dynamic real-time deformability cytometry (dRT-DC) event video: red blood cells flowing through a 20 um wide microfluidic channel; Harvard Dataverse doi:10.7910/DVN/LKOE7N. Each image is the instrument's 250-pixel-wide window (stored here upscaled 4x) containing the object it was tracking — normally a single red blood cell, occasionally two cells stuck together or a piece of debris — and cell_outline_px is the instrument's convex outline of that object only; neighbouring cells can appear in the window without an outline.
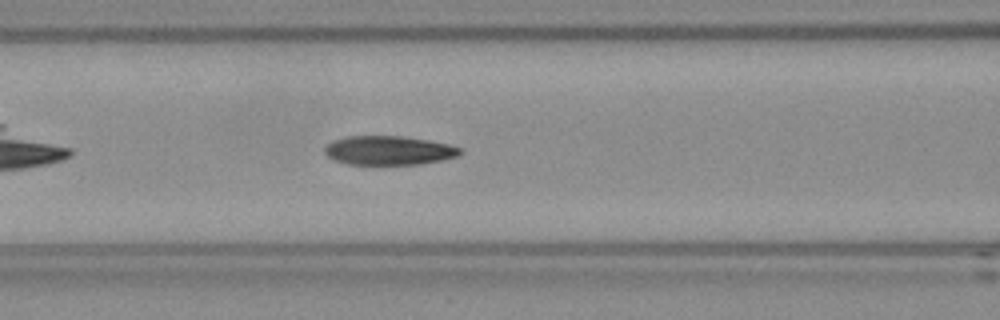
{"species": "Egyptian fruit bat (a non-hibernating species)", "species_latin": "Rousettus aegyptiacus", "temperature_condition": "room temperature", "stored_images_in_passage": 40, "camera_frame_rate_fps": 3000, "um_per_image_px": 0.085, "frame": {"image": 1, "passage_image": 7, "time_ms": 2.0, "image_size_px": [1000, 320], "cell_outline_px": [[464, 152], [456, 156], [440, 160], [420, 164], [348, 164], [336, 160], [328, 156], [324, 152], [324, 148], [332, 140], [348, 136], [400, 136], [428, 140], [448, 144], [460, 148]], "centroid_in_image_um": [33.03, 12.78], "position_along_channel_um": 133.6, "area_um2": 22.72}, "authors_computed_cell_mechanics": {"area_um2": 23.6402, "velocity_mm_per_s": 3.7425, "shape_relaxation_time_tau1_ms": 5.3054, "shape_relaxation_time_tau2_ms": 3.3454, "deformation_change_tau1": 0.1675, "deformation_change_tau2": 0.1052}}